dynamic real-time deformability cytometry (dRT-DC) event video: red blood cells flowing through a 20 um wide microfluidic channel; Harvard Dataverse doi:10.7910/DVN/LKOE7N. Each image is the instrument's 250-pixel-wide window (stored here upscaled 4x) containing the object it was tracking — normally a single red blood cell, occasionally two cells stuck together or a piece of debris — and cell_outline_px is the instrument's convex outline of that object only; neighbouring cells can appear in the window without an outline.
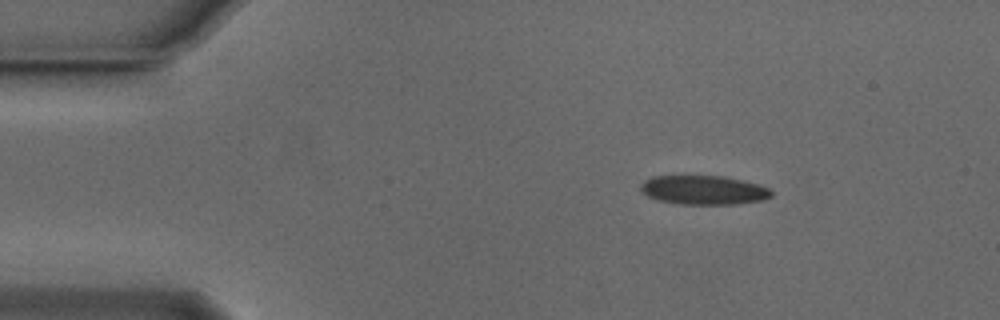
{"species": "Egyptian fruit bat (a non-hibernating species)", "species_latin": "Rousettus aegyptiacus", "temperature_condition": "cold", "stored_images_in_passage": 41, "camera_frame_rate_fps": 3000, "um_per_image_px": 0.085, "animal": {"sex": "male"}, "frame": {"image": 1, "passage_image": 1, "time_ms": 0.0, "image_size_px": [1000, 320], "cell_outline_px": [[772, 196], [764, 200], [736, 204], [680, 204], [656, 200], [648, 196], [640, 188], [640, 184], [644, 180], [652, 176], [724, 176], [760, 184], [768, 188], [772, 192]], "centroid_in_image_um": [59.82, 16.15], "position_along_channel_um": 25.2, "area_um2": 22.25}}
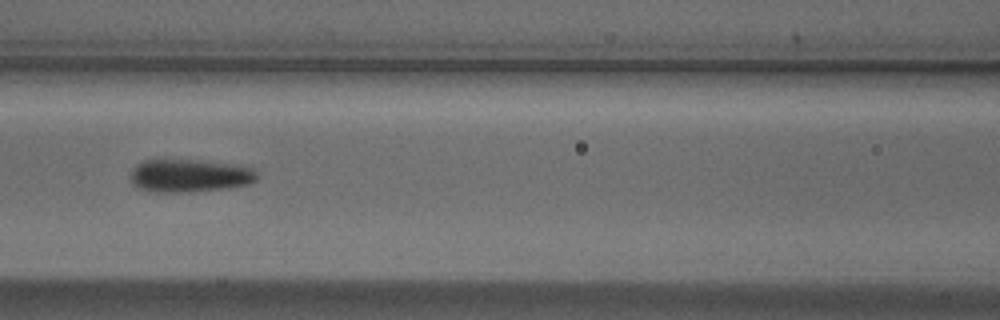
{"frame": {"image": 2, "passage_image": 16, "time_ms": 5.0, "image_size_px": [1000, 320], "cell_outline_px": [[256, 180], [248, 184], [224, 188], [184, 192], [148, 192], [132, 184], [128, 180], [132, 168], [136, 164], [144, 160], [188, 160], [232, 164], [252, 168], [256, 172]], "centroid_in_image_um": [16.02, 14.94], "position_along_channel_um": 150.6, "area_um2": 24.16}}
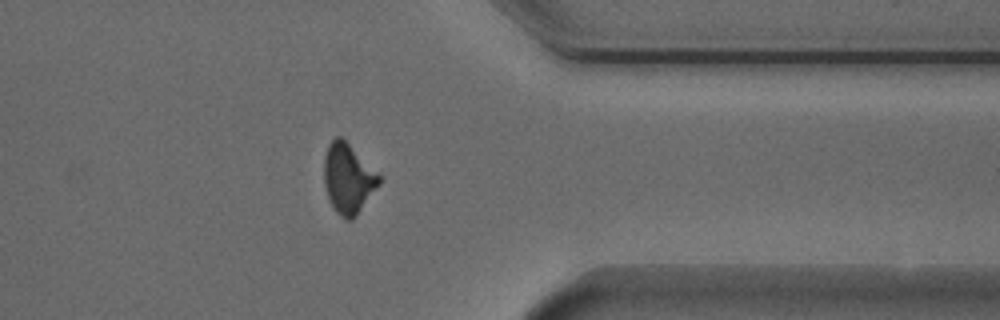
{"frame": {"image": 3, "passage_image": 35, "time_ms": 11.333, "image_size_px": [1000, 320], "cell_outline_px": [[384, 176], [380, 184], [356, 216], [352, 220], [344, 220], [336, 212], [328, 196], [324, 184], [324, 156], [328, 144], [336, 136], [340, 136], [380, 172]], "centroid_in_image_um": [29.63, 15.17], "position_along_channel_um": 381.8, "area_um2": 22.77}, "authors_computed_cell_mechanics": {"area_um2": 23.3512, "velocity_mm_per_s": 3.8331, "shape_relaxation_time_tau1_ms": 6.3274, "shape_relaxation_time_tau2_ms": 1.5342, "deformation_change_tau1": 0.1367, "deformation_change_tau2": 0.0705}}